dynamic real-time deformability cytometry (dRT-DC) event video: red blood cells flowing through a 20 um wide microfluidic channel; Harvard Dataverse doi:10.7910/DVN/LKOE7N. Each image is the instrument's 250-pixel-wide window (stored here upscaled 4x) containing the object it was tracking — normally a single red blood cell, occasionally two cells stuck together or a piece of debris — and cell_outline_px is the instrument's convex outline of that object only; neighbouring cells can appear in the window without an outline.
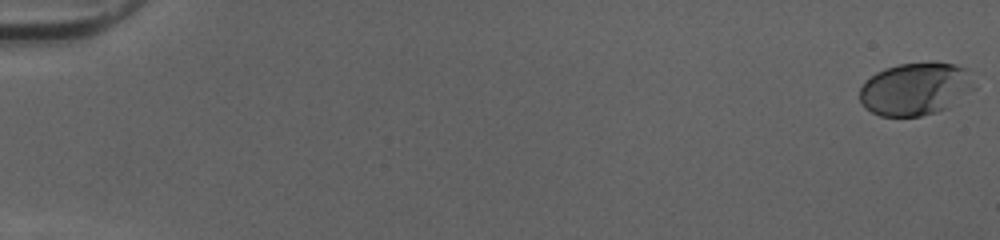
{"species": "human", "species_latin": "Homo sapiens", "temperature_condition": "cold", "stored_images_in_passage": 10, "camera_frame_rate_fps": 3000, "um_per_image_px": 0.085, "donor": {"sex": "female"}, "frame": {"image": 1, "passage_image": 1, "time_ms": 0.0, "image_size_px": [1000, 240], "cell_outline_px": [[976, 88], [948, 108], [936, 112], [920, 116], [880, 116], [864, 108], [860, 100], [860, 88], [864, 80], [876, 72], [884, 68], [900, 64], [956, 64], [968, 68]], "centroid_in_image_um": [77.81, 7.57], "position_along_channel_um": 7.2, "area_um2": 35.2}}